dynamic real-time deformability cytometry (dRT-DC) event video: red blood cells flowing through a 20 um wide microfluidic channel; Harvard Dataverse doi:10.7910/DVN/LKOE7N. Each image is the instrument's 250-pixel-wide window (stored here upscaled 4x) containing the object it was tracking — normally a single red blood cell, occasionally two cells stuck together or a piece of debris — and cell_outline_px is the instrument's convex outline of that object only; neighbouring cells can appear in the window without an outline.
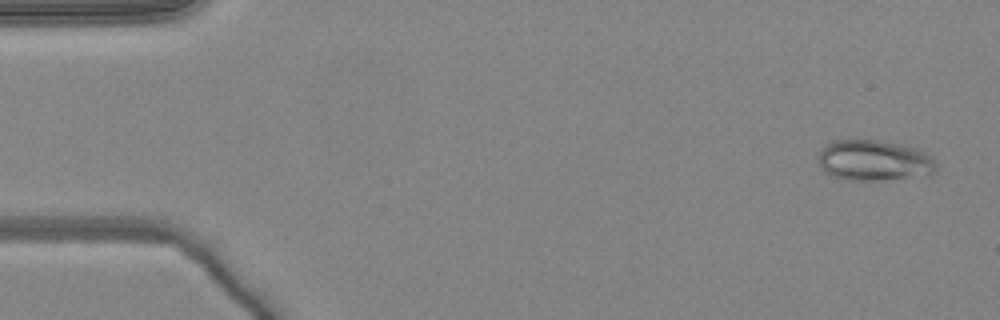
{"species": "common noctule bat (a hibernating species)", "species_latin": "Nyctalus noctula", "temperature_condition": "warm", "stored_images_in_passage": 51, "camera_frame_rate_fps": 3000, "um_per_image_px": 0.085, "animal": {"sex": "female", "body_mass_g": 24.6, "forearm_length_mm": 56.2}, "frame": {"image": 1, "passage_image": 2, "time_ms": 0.333, "image_size_px": [1000, 320], "cell_outline_px": [[936, 172], [884, 180], [844, 180], [832, 176], [824, 172], [820, 168], [820, 152], [832, 140], [880, 140], [904, 144], [916, 148], [932, 156], [936, 164]], "centroid_in_image_um": [74.29, 13.63], "position_along_channel_um": 10.7, "area_um2": 27.86}}
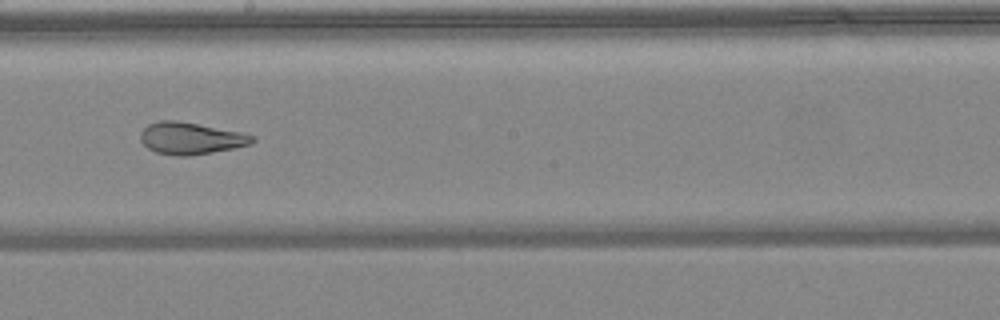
{"frame": {"image": 2, "passage_image": 28, "time_ms": 9.0, "image_size_px": [1000, 320], "cell_outline_px": [[256, 140], [248, 144], [232, 148], [212, 152], [188, 156], [176, 156], [156, 152], [148, 148], [140, 140], [140, 132], [148, 124], [160, 120], [176, 120], [240, 132], [256, 136]], "centroid_in_image_um": [16.18, 11.75], "position_along_channel_um": 232.0, "area_um2": 20.63}}
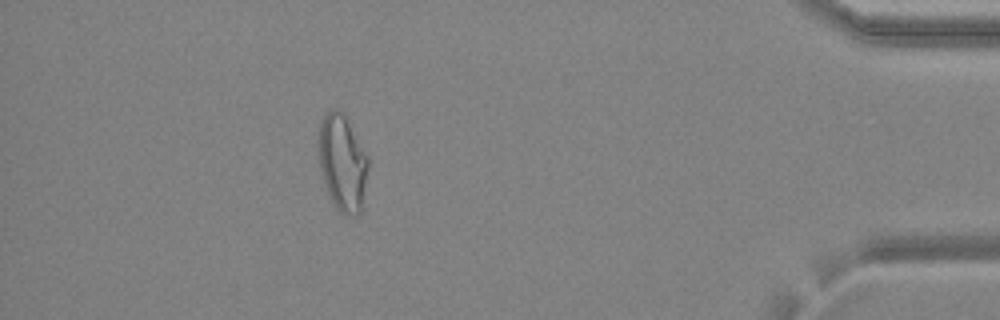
{"frame": {"image": 3, "passage_image": 45, "time_ms": 14.667, "image_size_px": [1000, 320], "cell_outline_px": [[368, 168], [360, 212], [356, 216], [344, 216], [336, 208], [324, 184], [320, 168], [316, 144], [320, 120], [328, 108], [336, 108], [344, 112], [368, 156]], "centroid_in_image_um": [29.07, 13.76], "position_along_channel_um": 406.1, "area_um2": 28.5}, "authors_computed_cell_mechanics": {"area_um2": 25.143, "velocity_mm_per_s": 4.0149, "shape_relaxation_time_tau1_ms": null, "shape_relaxation_time_tau2_ms": 1.5841, "deformation_change_tau1": null, "deformation_change_tau2": 0.0594}}